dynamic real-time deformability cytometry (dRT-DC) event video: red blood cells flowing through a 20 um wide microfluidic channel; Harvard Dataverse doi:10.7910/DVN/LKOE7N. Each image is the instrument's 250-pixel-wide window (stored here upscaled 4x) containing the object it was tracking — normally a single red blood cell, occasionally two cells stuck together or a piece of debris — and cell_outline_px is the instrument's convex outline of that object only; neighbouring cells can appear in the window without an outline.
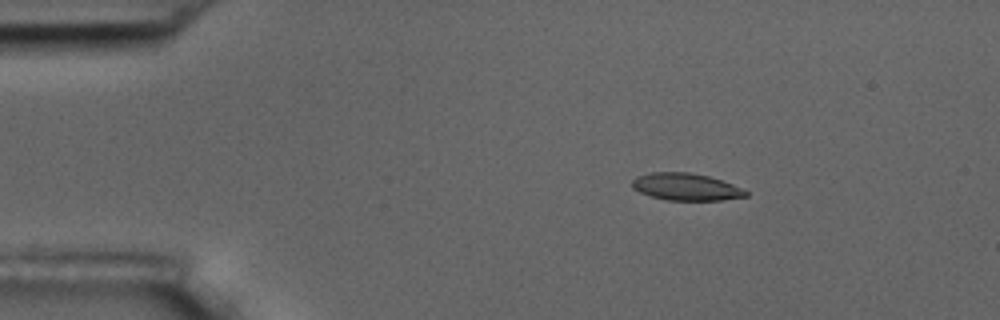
{"species": "common noctule bat (a hibernating species)", "species_latin": "Nyctalus noctula", "temperature_condition": "room temperature", "stored_images_in_passage": 4, "camera_frame_rate_fps": 3000, "um_per_image_px": 0.085, "animal": {"sex": "male", "body_mass_g": 17.5, "forearm_length_mm": 52.3}, "frame": {"image": 1, "passage_image": 2, "time_ms": 2.0, "image_size_px": [1000, 320], "cell_outline_px": [[748, 196], [720, 200], [668, 200], [652, 196], [640, 192], [632, 188], [632, 180], [636, 176], [652, 172], [688, 172], [708, 176], [732, 184], [748, 192]], "centroid_in_image_um": [58.28, 15.88], "position_along_channel_um": 26.7, "area_um2": 17.8}}